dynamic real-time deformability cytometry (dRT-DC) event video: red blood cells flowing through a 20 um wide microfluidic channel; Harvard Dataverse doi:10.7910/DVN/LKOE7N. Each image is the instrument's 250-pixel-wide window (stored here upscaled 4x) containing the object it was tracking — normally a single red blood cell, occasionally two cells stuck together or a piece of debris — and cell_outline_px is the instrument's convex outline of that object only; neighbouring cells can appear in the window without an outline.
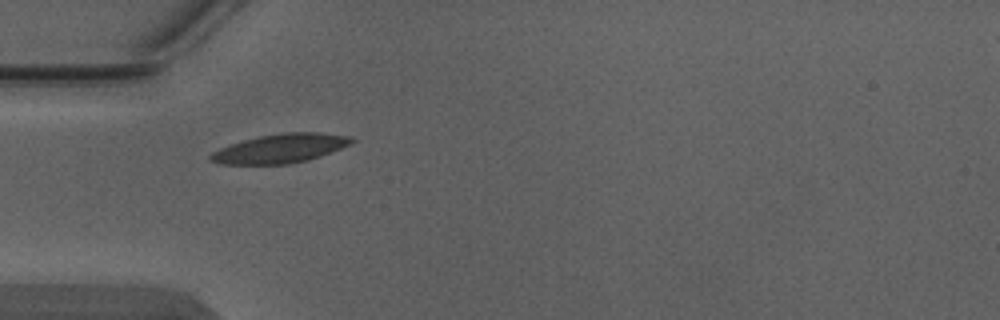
{"species": "Egyptian fruit bat (a non-hibernating species)", "species_latin": "Rousettus aegyptiacus", "temperature_condition": "warm", "stored_images_in_passage": 2, "camera_frame_rate_fps": 3000, "um_per_image_px": 0.085, "animal": {"sex": "male"}, "frame": {"image": 1, "passage_image": 1, "time_ms": 0.0, "image_size_px": [1000, 320], "cell_outline_px": [[356, 140], [340, 148], [320, 156], [308, 160], [288, 164], [220, 164], [208, 160], [208, 156], [212, 152], [220, 148], [244, 140], [260, 136], [284, 132], [320, 132], [352, 136]], "centroid_in_image_um": [23.82, 12.62], "position_along_channel_um": 61.2, "area_um2": 23.76}}
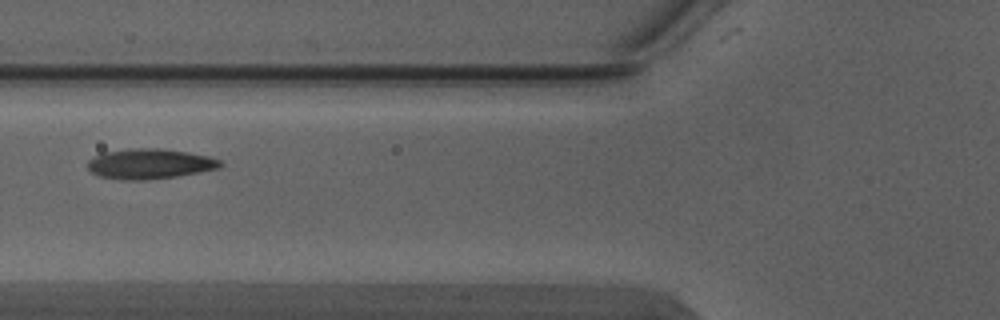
{"frame": {"image": 2, "passage_image": 2, "time_ms": 0.333, "image_size_px": [1000, 320], "cell_outline_px": [[224, 164], [220, 168], [200, 172], [176, 176], [148, 180], [120, 180], [100, 176], [92, 172], [88, 168], [88, 160], [92, 156], [100, 152], [132, 148], [164, 148], [188, 152], [208, 156], [220, 160]], "centroid_in_image_um": [12.71, 13.92], "position_along_channel_um": 113.1, "area_um2": 23.64}}